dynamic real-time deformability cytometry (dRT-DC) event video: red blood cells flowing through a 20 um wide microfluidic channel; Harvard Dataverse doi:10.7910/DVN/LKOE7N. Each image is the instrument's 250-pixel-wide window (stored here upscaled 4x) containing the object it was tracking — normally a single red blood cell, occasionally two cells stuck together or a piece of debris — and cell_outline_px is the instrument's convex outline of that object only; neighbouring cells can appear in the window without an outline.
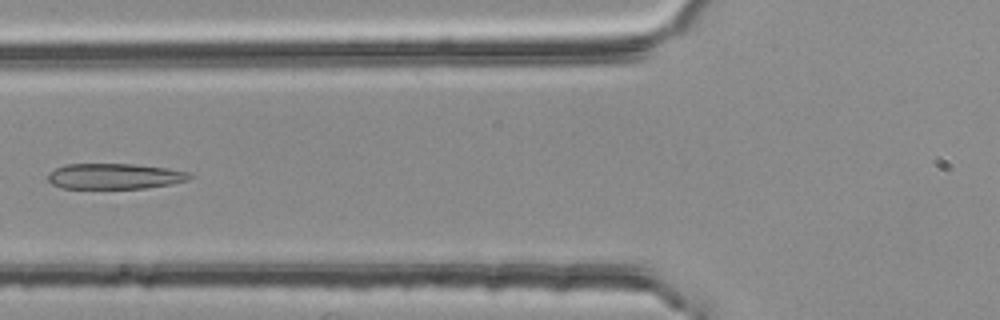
{"species": "common noctule bat (a hibernating species)", "species_latin": "Nyctalus noctula", "temperature_condition": "room temperature", "stored_images_in_passage": 5, "camera_frame_rate_fps": 3000, "um_per_image_px": 0.085, "animal": {"sex": "female", "body_mass_g": 25.1}, "frame": {"image": 1, "passage_image": 5, "time_ms": 1.333, "image_size_px": [1000, 320], "cell_outline_px": [[192, 176], [188, 180], [168, 184], [144, 188], [60, 188], [52, 184], [48, 180], [48, 176], [56, 168], [64, 164], [136, 164], [168, 168], [188, 172]], "centroid_in_image_um": [9.73, 14.97], "position_along_channel_um": 116.1, "area_um2": 20.98}}